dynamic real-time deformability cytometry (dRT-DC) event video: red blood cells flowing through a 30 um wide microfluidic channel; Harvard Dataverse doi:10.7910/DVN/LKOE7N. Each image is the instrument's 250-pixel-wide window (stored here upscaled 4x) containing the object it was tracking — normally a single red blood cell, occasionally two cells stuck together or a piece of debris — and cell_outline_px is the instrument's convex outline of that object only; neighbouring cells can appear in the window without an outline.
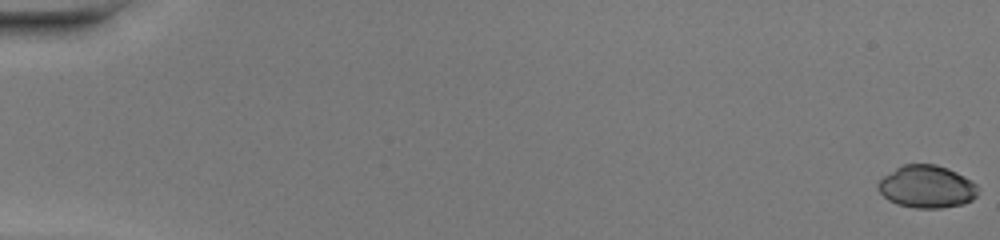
{"species": "common noctule bat (a hibernating species)", "species_latin": "Nyctalus noctula", "temperature_condition": "warm", "stored_images_in_passage": 49, "camera_frame_rate_fps": 3000, "um_per_image_px": 0.085, "animal": {"sex": "female", "body_mass_g": 20.0, "forearm_length_mm": 54.0}, "frame": {"image": 1, "passage_image": 1, "time_ms": 0.0, "image_size_px": [1000, 240], "cell_outline_px": [[976, 196], [972, 200], [964, 204], [940, 208], [916, 208], [896, 204], [888, 200], [876, 188], [876, 184], [884, 176], [896, 168], [904, 164], [936, 164], [948, 168], [972, 180], [976, 184]], "centroid_in_image_um": [78.76, 15.87], "position_along_channel_um": 6.2, "area_um2": 24.8}}
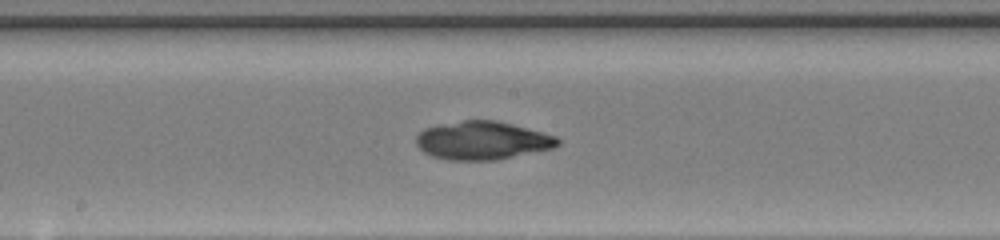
{"frame": {"image": 2, "passage_image": 28, "time_ms": 9.0, "image_size_px": [1000, 240], "cell_outline_px": [[560, 144], [552, 148], [496, 160], [448, 160], [432, 156], [424, 152], [416, 144], [416, 136], [424, 128], [440, 124], [464, 120], [496, 120], [512, 124], [556, 136], [560, 140]], "centroid_in_image_um": [40.98, 11.94], "position_along_channel_um": 207.2, "area_um2": 31.44}}
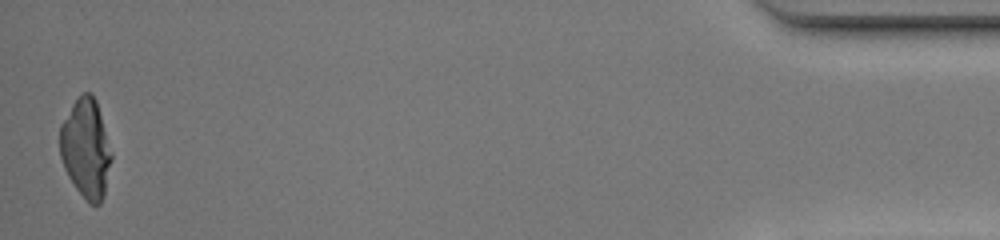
{"frame": {"image": 3, "passage_image": 49, "time_ms": 16.0, "image_size_px": [1000, 240], "cell_outline_px": [[112, 160], [104, 196], [100, 204], [88, 204], [76, 188], [68, 176], [64, 168], [60, 156], [60, 124], [72, 104], [80, 92], [92, 92], [96, 100], [112, 152]], "centroid_in_image_um": [7.3, 12.61], "position_along_channel_um": 427.9, "area_um2": 30.06}}